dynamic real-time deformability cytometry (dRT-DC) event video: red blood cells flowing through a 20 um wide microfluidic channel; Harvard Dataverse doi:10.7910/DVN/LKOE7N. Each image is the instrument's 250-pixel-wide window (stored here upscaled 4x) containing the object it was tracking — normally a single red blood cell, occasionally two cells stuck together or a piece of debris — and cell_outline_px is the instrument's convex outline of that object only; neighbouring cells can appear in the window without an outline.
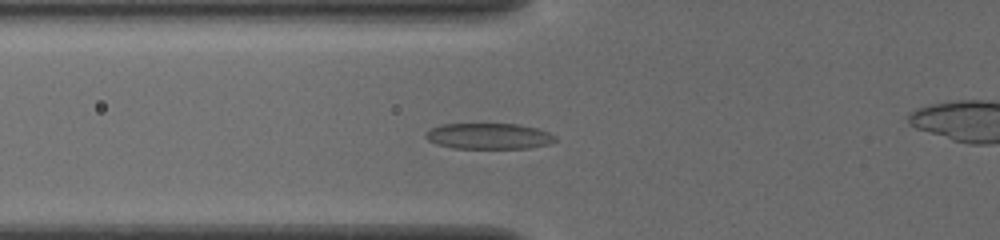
{"species": "common noctule bat (a hibernating species)", "species_latin": "Nyctalus noctula", "temperature_condition": "cold", "stored_images_in_passage": 38, "camera_frame_rate_fps": 3000, "um_per_image_px": 0.085, "animal": {"sex": "female", "body_mass_g": 19.5, "forearm_length_mm": 54.1}, "frame": {"image": 1, "passage_image": 5, "time_ms": 1.333, "image_size_px": [1000, 240], "cell_outline_px": [[556, 140], [552, 144], [528, 148], [452, 148], [436, 144], [428, 140], [424, 136], [424, 132], [440, 124], [520, 124], [536, 128], [548, 132], [556, 136]], "centroid_in_image_um": [41.54, 11.57], "position_along_channel_um": 84.3, "area_um2": 19.71}}
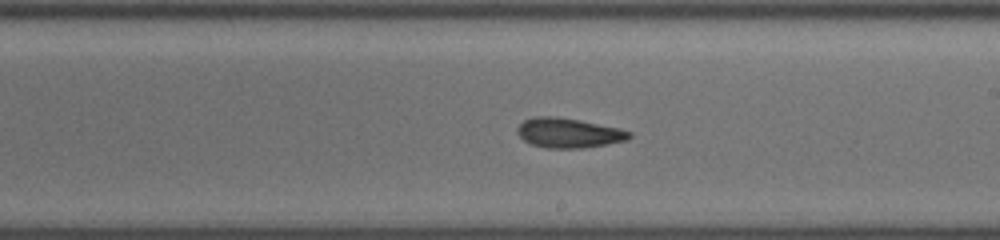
{"frame": {"image": 2, "passage_image": 17, "time_ms": 5.333, "image_size_px": [1000, 240], "cell_outline_px": [[632, 136], [628, 140], [584, 148], [544, 148], [532, 144], [524, 140], [516, 132], [516, 128], [524, 120], [536, 116], [556, 116], [580, 120], [620, 128], [632, 132]], "centroid_in_image_um": [48.34, 11.29], "position_along_channel_um": 240.7, "area_um2": 19.54}}
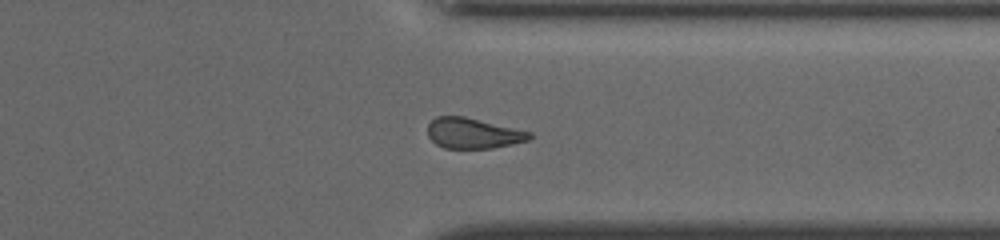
{"frame": {"image": 3, "passage_image": 27, "time_ms": 8.667, "image_size_px": [1000, 240], "cell_outline_px": [[532, 136], [528, 140], [512, 144], [492, 148], [444, 148], [436, 144], [428, 136], [428, 124], [436, 116], [464, 116], [532, 132]], "centroid_in_image_um": [40.2, 11.32], "position_along_channel_um": 371.2, "area_um2": 18.03}, "authors_computed_cell_mechanics": {"area_um2": 19.0451, "velocity_mm_per_s": 3.9092, "shape_relaxation_time_tau1_ms": 7.2434, "shape_relaxation_time_tau2_ms": 3.8549, "deformation_change_tau1": 0.1716, "deformation_change_tau2": 0.1256}}